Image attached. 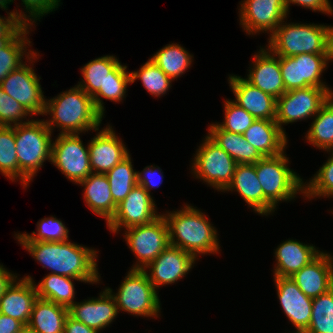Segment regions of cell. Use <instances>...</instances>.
Masks as SVG:
<instances>
[{
    "instance_id": "83f0119b",
    "label": "cell",
    "mask_w": 333,
    "mask_h": 333,
    "mask_svg": "<svg viewBox=\"0 0 333 333\" xmlns=\"http://www.w3.org/2000/svg\"><path fill=\"white\" fill-rule=\"evenodd\" d=\"M208 136L237 164H255L263 156L243 137V134L222 130L216 123L208 126Z\"/></svg>"
},
{
    "instance_id": "ffe728a7",
    "label": "cell",
    "mask_w": 333,
    "mask_h": 333,
    "mask_svg": "<svg viewBox=\"0 0 333 333\" xmlns=\"http://www.w3.org/2000/svg\"><path fill=\"white\" fill-rule=\"evenodd\" d=\"M290 278L312 299L328 292L333 288V255L320 252Z\"/></svg>"
},
{
    "instance_id": "9c48e42d",
    "label": "cell",
    "mask_w": 333,
    "mask_h": 333,
    "mask_svg": "<svg viewBox=\"0 0 333 333\" xmlns=\"http://www.w3.org/2000/svg\"><path fill=\"white\" fill-rule=\"evenodd\" d=\"M124 230L123 239L137 258L136 263L130 269L143 270L170 245L168 227L162 213L150 223Z\"/></svg>"
},
{
    "instance_id": "8d00e7d4",
    "label": "cell",
    "mask_w": 333,
    "mask_h": 333,
    "mask_svg": "<svg viewBox=\"0 0 333 333\" xmlns=\"http://www.w3.org/2000/svg\"><path fill=\"white\" fill-rule=\"evenodd\" d=\"M130 76L131 83L140 79L145 90L155 97L165 95L171 88L173 81L150 58L139 70L131 71Z\"/></svg>"
},
{
    "instance_id": "f907efd6",
    "label": "cell",
    "mask_w": 333,
    "mask_h": 333,
    "mask_svg": "<svg viewBox=\"0 0 333 333\" xmlns=\"http://www.w3.org/2000/svg\"><path fill=\"white\" fill-rule=\"evenodd\" d=\"M17 274L9 272L3 265L0 264V299L5 293L6 289L17 278Z\"/></svg>"
},
{
    "instance_id": "681fc988",
    "label": "cell",
    "mask_w": 333,
    "mask_h": 333,
    "mask_svg": "<svg viewBox=\"0 0 333 333\" xmlns=\"http://www.w3.org/2000/svg\"><path fill=\"white\" fill-rule=\"evenodd\" d=\"M24 327L20 321L0 313V333H19Z\"/></svg>"
},
{
    "instance_id": "d4e9b609",
    "label": "cell",
    "mask_w": 333,
    "mask_h": 333,
    "mask_svg": "<svg viewBox=\"0 0 333 333\" xmlns=\"http://www.w3.org/2000/svg\"><path fill=\"white\" fill-rule=\"evenodd\" d=\"M317 247L301 243L296 239H288L275 249L274 277H292L321 251Z\"/></svg>"
},
{
    "instance_id": "11a10c76",
    "label": "cell",
    "mask_w": 333,
    "mask_h": 333,
    "mask_svg": "<svg viewBox=\"0 0 333 333\" xmlns=\"http://www.w3.org/2000/svg\"><path fill=\"white\" fill-rule=\"evenodd\" d=\"M19 333H35L32 329L28 326H25Z\"/></svg>"
},
{
    "instance_id": "3957f363",
    "label": "cell",
    "mask_w": 333,
    "mask_h": 333,
    "mask_svg": "<svg viewBox=\"0 0 333 333\" xmlns=\"http://www.w3.org/2000/svg\"><path fill=\"white\" fill-rule=\"evenodd\" d=\"M168 227L169 243L196 259L203 254H217L220 249L217 229L205 213L185 204L181 210L162 214Z\"/></svg>"
},
{
    "instance_id": "816d5d0a",
    "label": "cell",
    "mask_w": 333,
    "mask_h": 333,
    "mask_svg": "<svg viewBox=\"0 0 333 333\" xmlns=\"http://www.w3.org/2000/svg\"><path fill=\"white\" fill-rule=\"evenodd\" d=\"M326 56L328 63L333 61V26L326 27Z\"/></svg>"
},
{
    "instance_id": "7dc6e473",
    "label": "cell",
    "mask_w": 333,
    "mask_h": 333,
    "mask_svg": "<svg viewBox=\"0 0 333 333\" xmlns=\"http://www.w3.org/2000/svg\"><path fill=\"white\" fill-rule=\"evenodd\" d=\"M286 10L289 13L290 4H298L304 8H308L312 11L321 12L324 14L333 15V7L329 0H283Z\"/></svg>"
},
{
    "instance_id": "52a82bcc",
    "label": "cell",
    "mask_w": 333,
    "mask_h": 333,
    "mask_svg": "<svg viewBox=\"0 0 333 333\" xmlns=\"http://www.w3.org/2000/svg\"><path fill=\"white\" fill-rule=\"evenodd\" d=\"M114 297L118 312L143 317H159L161 303L157 290L151 284L144 270L130 269L121 282L118 292L106 288Z\"/></svg>"
},
{
    "instance_id": "74e56055",
    "label": "cell",
    "mask_w": 333,
    "mask_h": 333,
    "mask_svg": "<svg viewBox=\"0 0 333 333\" xmlns=\"http://www.w3.org/2000/svg\"><path fill=\"white\" fill-rule=\"evenodd\" d=\"M303 333H333V288L313 298L310 324Z\"/></svg>"
},
{
    "instance_id": "44dd1931",
    "label": "cell",
    "mask_w": 333,
    "mask_h": 333,
    "mask_svg": "<svg viewBox=\"0 0 333 333\" xmlns=\"http://www.w3.org/2000/svg\"><path fill=\"white\" fill-rule=\"evenodd\" d=\"M228 81L235 96V100H232L234 103L244 108L255 119H276V98L254 87L241 76L230 75Z\"/></svg>"
},
{
    "instance_id": "f35d334b",
    "label": "cell",
    "mask_w": 333,
    "mask_h": 333,
    "mask_svg": "<svg viewBox=\"0 0 333 333\" xmlns=\"http://www.w3.org/2000/svg\"><path fill=\"white\" fill-rule=\"evenodd\" d=\"M0 172L12 182L19 180L15 126H0Z\"/></svg>"
},
{
    "instance_id": "6da1fadb",
    "label": "cell",
    "mask_w": 333,
    "mask_h": 333,
    "mask_svg": "<svg viewBox=\"0 0 333 333\" xmlns=\"http://www.w3.org/2000/svg\"><path fill=\"white\" fill-rule=\"evenodd\" d=\"M33 258L50 273L76 278L84 283H98V252L71 241L58 242H19Z\"/></svg>"
},
{
    "instance_id": "5b68a950",
    "label": "cell",
    "mask_w": 333,
    "mask_h": 333,
    "mask_svg": "<svg viewBox=\"0 0 333 333\" xmlns=\"http://www.w3.org/2000/svg\"><path fill=\"white\" fill-rule=\"evenodd\" d=\"M288 163L289 158L285 151L276 156L263 157L255 163L264 197L275 208L281 201H291L297 194H304V181L289 168Z\"/></svg>"
},
{
    "instance_id": "7a4b0ae2",
    "label": "cell",
    "mask_w": 333,
    "mask_h": 333,
    "mask_svg": "<svg viewBox=\"0 0 333 333\" xmlns=\"http://www.w3.org/2000/svg\"><path fill=\"white\" fill-rule=\"evenodd\" d=\"M44 120L51 132L55 126L61 130L58 134H80L93 130L99 131L104 116L96 109L94 101L82 88H73L61 92L50 100L46 99Z\"/></svg>"
},
{
    "instance_id": "484cf974",
    "label": "cell",
    "mask_w": 333,
    "mask_h": 333,
    "mask_svg": "<svg viewBox=\"0 0 333 333\" xmlns=\"http://www.w3.org/2000/svg\"><path fill=\"white\" fill-rule=\"evenodd\" d=\"M287 135L275 120L256 119L243 133V137L254 146L263 157L276 156L286 150Z\"/></svg>"
},
{
    "instance_id": "5bb4252c",
    "label": "cell",
    "mask_w": 333,
    "mask_h": 333,
    "mask_svg": "<svg viewBox=\"0 0 333 333\" xmlns=\"http://www.w3.org/2000/svg\"><path fill=\"white\" fill-rule=\"evenodd\" d=\"M240 3V25L248 35L265 31L270 37L288 16L283 0H243Z\"/></svg>"
},
{
    "instance_id": "4316f807",
    "label": "cell",
    "mask_w": 333,
    "mask_h": 333,
    "mask_svg": "<svg viewBox=\"0 0 333 333\" xmlns=\"http://www.w3.org/2000/svg\"><path fill=\"white\" fill-rule=\"evenodd\" d=\"M84 187L85 204L92 212L106 220V224L115 215L117 205L112 199L110 184L105 174L91 173L78 183Z\"/></svg>"
},
{
    "instance_id": "f1b7e54d",
    "label": "cell",
    "mask_w": 333,
    "mask_h": 333,
    "mask_svg": "<svg viewBox=\"0 0 333 333\" xmlns=\"http://www.w3.org/2000/svg\"><path fill=\"white\" fill-rule=\"evenodd\" d=\"M69 308L37 298L33 305L28 327L35 333H64Z\"/></svg>"
},
{
    "instance_id": "d590c367",
    "label": "cell",
    "mask_w": 333,
    "mask_h": 333,
    "mask_svg": "<svg viewBox=\"0 0 333 333\" xmlns=\"http://www.w3.org/2000/svg\"><path fill=\"white\" fill-rule=\"evenodd\" d=\"M130 156L129 154L105 174L116 205H119L137 184V171L133 169Z\"/></svg>"
},
{
    "instance_id": "e575fe53",
    "label": "cell",
    "mask_w": 333,
    "mask_h": 333,
    "mask_svg": "<svg viewBox=\"0 0 333 333\" xmlns=\"http://www.w3.org/2000/svg\"><path fill=\"white\" fill-rule=\"evenodd\" d=\"M131 84L130 72L127 71V66L121 62L110 72V76L105 82L103 90H98L93 96L96 109L104 116V103L101 98L112 102H121L125 98L127 86Z\"/></svg>"
},
{
    "instance_id": "7c38bea8",
    "label": "cell",
    "mask_w": 333,
    "mask_h": 333,
    "mask_svg": "<svg viewBox=\"0 0 333 333\" xmlns=\"http://www.w3.org/2000/svg\"><path fill=\"white\" fill-rule=\"evenodd\" d=\"M279 64L286 91L310 86L330 88L321 80V75L328 65L326 54L279 56Z\"/></svg>"
},
{
    "instance_id": "f5cc1de1",
    "label": "cell",
    "mask_w": 333,
    "mask_h": 333,
    "mask_svg": "<svg viewBox=\"0 0 333 333\" xmlns=\"http://www.w3.org/2000/svg\"><path fill=\"white\" fill-rule=\"evenodd\" d=\"M15 36H0V49L5 47Z\"/></svg>"
},
{
    "instance_id": "277c9868",
    "label": "cell",
    "mask_w": 333,
    "mask_h": 333,
    "mask_svg": "<svg viewBox=\"0 0 333 333\" xmlns=\"http://www.w3.org/2000/svg\"><path fill=\"white\" fill-rule=\"evenodd\" d=\"M52 132L44 119H31L15 126V145L19 166V181L26 189L38 170L51 162Z\"/></svg>"
},
{
    "instance_id": "836d02e7",
    "label": "cell",
    "mask_w": 333,
    "mask_h": 333,
    "mask_svg": "<svg viewBox=\"0 0 333 333\" xmlns=\"http://www.w3.org/2000/svg\"><path fill=\"white\" fill-rule=\"evenodd\" d=\"M193 55L179 44H167L150 59L172 80L186 73L191 67Z\"/></svg>"
},
{
    "instance_id": "cb8c5ba5",
    "label": "cell",
    "mask_w": 333,
    "mask_h": 333,
    "mask_svg": "<svg viewBox=\"0 0 333 333\" xmlns=\"http://www.w3.org/2000/svg\"><path fill=\"white\" fill-rule=\"evenodd\" d=\"M118 314L115 299L106 288L98 298L75 302L69 308L71 317L97 331L108 327Z\"/></svg>"
},
{
    "instance_id": "30bf717a",
    "label": "cell",
    "mask_w": 333,
    "mask_h": 333,
    "mask_svg": "<svg viewBox=\"0 0 333 333\" xmlns=\"http://www.w3.org/2000/svg\"><path fill=\"white\" fill-rule=\"evenodd\" d=\"M331 95V88L313 86L286 91L277 99L275 121L286 134L282 125L314 117Z\"/></svg>"
},
{
    "instance_id": "9a60e30c",
    "label": "cell",
    "mask_w": 333,
    "mask_h": 333,
    "mask_svg": "<svg viewBox=\"0 0 333 333\" xmlns=\"http://www.w3.org/2000/svg\"><path fill=\"white\" fill-rule=\"evenodd\" d=\"M153 197L141 185L136 184L127 197L117 205L115 215L107 223L111 233L121 228L147 224L154 221L158 214Z\"/></svg>"
},
{
    "instance_id": "7402d4cb",
    "label": "cell",
    "mask_w": 333,
    "mask_h": 333,
    "mask_svg": "<svg viewBox=\"0 0 333 333\" xmlns=\"http://www.w3.org/2000/svg\"><path fill=\"white\" fill-rule=\"evenodd\" d=\"M37 298V289L33 278L24 276L19 280L17 277L0 299V313L27 326Z\"/></svg>"
},
{
    "instance_id": "60d3db41",
    "label": "cell",
    "mask_w": 333,
    "mask_h": 333,
    "mask_svg": "<svg viewBox=\"0 0 333 333\" xmlns=\"http://www.w3.org/2000/svg\"><path fill=\"white\" fill-rule=\"evenodd\" d=\"M330 155L314 177L304 183L305 198L333 197V152Z\"/></svg>"
},
{
    "instance_id": "ab89813d",
    "label": "cell",
    "mask_w": 333,
    "mask_h": 333,
    "mask_svg": "<svg viewBox=\"0 0 333 333\" xmlns=\"http://www.w3.org/2000/svg\"><path fill=\"white\" fill-rule=\"evenodd\" d=\"M36 227V233L34 231L31 234L24 232L14 236H16L15 238L18 242H58L69 239V230L66 228L62 220L57 219L54 216L41 219L37 222Z\"/></svg>"
},
{
    "instance_id": "d6986e66",
    "label": "cell",
    "mask_w": 333,
    "mask_h": 333,
    "mask_svg": "<svg viewBox=\"0 0 333 333\" xmlns=\"http://www.w3.org/2000/svg\"><path fill=\"white\" fill-rule=\"evenodd\" d=\"M253 66L248 70L247 82L264 93L278 99L285 92L281 75L279 56L275 55L268 47L262 48L253 56Z\"/></svg>"
},
{
    "instance_id": "d6a6232c",
    "label": "cell",
    "mask_w": 333,
    "mask_h": 333,
    "mask_svg": "<svg viewBox=\"0 0 333 333\" xmlns=\"http://www.w3.org/2000/svg\"><path fill=\"white\" fill-rule=\"evenodd\" d=\"M120 63L114 55H106L91 60L82 69V81L78 87L82 88L89 96H93L98 90H103L110 72Z\"/></svg>"
},
{
    "instance_id": "f546056e",
    "label": "cell",
    "mask_w": 333,
    "mask_h": 333,
    "mask_svg": "<svg viewBox=\"0 0 333 333\" xmlns=\"http://www.w3.org/2000/svg\"><path fill=\"white\" fill-rule=\"evenodd\" d=\"M29 29L31 30L30 26H25L5 47L0 49V83L13 70L24 63V55L25 59L29 60V64L35 62L37 56H39L37 52L27 49L29 48L28 46H31L30 39L27 37L30 32ZM27 50L28 52H26Z\"/></svg>"
},
{
    "instance_id": "b9f144b4",
    "label": "cell",
    "mask_w": 333,
    "mask_h": 333,
    "mask_svg": "<svg viewBox=\"0 0 333 333\" xmlns=\"http://www.w3.org/2000/svg\"><path fill=\"white\" fill-rule=\"evenodd\" d=\"M256 119L230 99L224 101V121L216 124L225 131L243 134Z\"/></svg>"
},
{
    "instance_id": "4fadbf2b",
    "label": "cell",
    "mask_w": 333,
    "mask_h": 333,
    "mask_svg": "<svg viewBox=\"0 0 333 333\" xmlns=\"http://www.w3.org/2000/svg\"><path fill=\"white\" fill-rule=\"evenodd\" d=\"M39 78L41 79L25 61L0 83V87L31 116H44L46 99Z\"/></svg>"
},
{
    "instance_id": "ac0fdd59",
    "label": "cell",
    "mask_w": 333,
    "mask_h": 333,
    "mask_svg": "<svg viewBox=\"0 0 333 333\" xmlns=\"http://www.w3.org/2000/svg\"><path fill=\"white\" fill-rule=\"evenodd\" d=\"M277 296L286 317L296 333H303L310 324L312 301L290 277H273Z\"/></svg>"
},
{
    "instance_id": "7bdbcfd3",
    "label": "cell",
    "mask_w": 333,
    "mask_h": 333,
    "mask_svg": "<svg viewBox=\"0 0 333 333\" xmlns=\"http://www.w3.org/2000/svg\"><path fill=\"white\" fill-rule=\"evenodd\" d=\"M27 116L32 117L18 101L0 87V126L13 127L26 123L30 121L25 120Z\"/></svg>"
},
{
    "instance_id": "4dcf8cb0",
    "label": "cell",
    "mask_w": 333,
    "mask_h": 333,
    "mask_svg": "<svg viewBox=\"0 0 333 333\" xmlns=\"http://www.w3.org/2000/svg\"><path fill=\"white\" fill-rule=\"evenodd\" d=\"M76 278L49 273L36 286L38 298L70 308L76 301L73 281Z\"/></svg>"
},
{
    "instance_id": "c3c4849f",
    "label": "cell",
    "mask_w": 333,
    "mask_h": 333,
    "mask_svg": "<svg viewBox=\"0 0 333 333\" xmlns=\"http://www.w3.org/2000/svg\"><path fill=\"white\" fill-rule=\"evenodd\" d=\"M64 333H100L68 315L64 323Z\"/></svg>"
},
{
    "instance_id": "1f68e13d",
    "label": "cell",
    "mask_w": 333,
    "mask_h": 333,
    "mask_svg": "<svg viewBox=\"0 0 333 333\" xmlns=\"http://www.w3.org/2000/svg\"><path fill=\"white\" fill-rule=\"evenodd\" d=\"M312 119L313 122L305 136L307 141L313 147L331 153L333 151V95Z\"/></svg>"
},
{
    "instance_id": "bcb514c9",
    "label": "cell",
    "mask_w": 333,
    "mask_h": 333,
    "mask_svg": "<svg viewBox=\"0 0 333 333\" xmlns=\"http://www.w3.org/2000/svg\"><path fill=\"white\" fill-rule=\"evenodd\" d=\"M161 171L162 169L158 166H146L141 172L137 171V184L141 185L149 194H151L150 190L155 187L158 188L163 182L162 179L164 177L162 175L163 172Z\"/></svg>"
},
{
    "instance_id": "603a6c76",
    "label": "cell",
    "mask_w": 333,
    "mask_h": 333,
    "mask_svg": "<svg viewBox=\"0 0 333 333\" xmlns=\"http://www.w3.org/2000/svg\"><path fill=\"white\" fill-rule=\"evenodd\" d=\"M233 190L238 192L247 205L259 215L268 216L277 209L264 197L255 164L236 165L232 181L223 192Z\"/></svg>"
},
{
    "instance_id": "2e32d148",
    "label": "cell",
    "mask_w": 333,
    "mask_h": 333,
    "mask_svg": "<svg viewBox=\"0 0 333 333\" xmlns=\"http://www.w3.org/2000/svg\"><path fill=\"white\" fill-rule=\"evenodd\" d=\"M196 260L192 254L169 245L143 270L146 272L151 284L158 290L160 286L173 284L184 278L194 267Z\"/></svg>"
},
{
    "instance_id": "ee69618b",
    "label": "cell",
    "mask_w": 333,
    "mask_h": 333,
    "mask_svg": "<svg viewBox=\"0 0 333 333\" xmlns=\"http://www.w3.org/2000/svg\"><path fill=\"white\" fill-rule=\"evenodd\" d=\"M28 15V26L32 27L34 22L46 14L57 10L61 0H21Z\"/></svg>"
},
{
    "instance_id": "e0dca14e",
    "label": "cell",
    "mask_w": 333,
    "mask_h": 333,
    "mask_svg": "<svg viewBox=\"0 0 333 333\" xmlns=\"http://www.w3.org/2000/svg\"><path fill=\"white\" fill-rule=\"evenodd\" d=\"M92 173L106 174L130 153L112 126L106 125L88 143Z\"/></svg>"
},
{
    "instance_id": "8992f818",
    "label": "cell",
    "mask_w": 333,
    "mask_h": 333,
    "mask_svg": "<svg viewBox=\"0 0 333 333\" xmlns=\"http://www.w3.org/2000/svg\"><path fill=\"white\" fill-rule=\"evenodd\" d=\"M285 22V23H283ZM269 37L268 47L277 56L298 54H326V27L324 24L286 23L284 21Z\"/></svg>"
},
{
    "instance_id": "db71d44e",
    "label": "cell",
    "mask_w": 333,
    "mask_h": 333,
    "mask_svg": "<svg viewBox=\"0 0 333 333\" xmlns=\"http://www.w3.org/2000/svg\"><path fill=\"white\" fill-rule=\"evenodd\" d=\"M15 1V0H14ZM13 0H0V8L3 10H8V4L14 2Z\"/></svg>"
},
{
    "instance_id": "f6af8a7d",
    "label": "cell",
    "mask_w": 333,
    "mask_h": 333,
    "mask_svg": "<svg viewBox=\"0 0 333 333\" xmlns=\"http://www.w3.org/2000/svg\"><path fill=\"white\" fill-rule=\"evenodd\" d=\"M15 10L7 12V18L0 15V36H16L28 26V14L22 10Z\"/></svg>"
},
{
    "instance_id": "ba28073f",
    "label": "cell",
    "mask_w": 333,
    "mask_h": 333,
    "mask_svg": "<svg viewBox=\"0 0 333 333\" xmlns=\"http://www.w3.org/2000/svg\"><path fill=\"white\" fill-rule=\"evenodd\" d=\"M202 141L191 163L192 173L207 185L223 192L232 181L237 163L208 135Z\"/></svg>"
},
{
    "instance_id": "8fae6325",
    "label": "cell",
    "mask_w": 333,
    "mask_h": 333,
    "mask_svg": "<svg viewBox=\"0 0 333 333\" xmlns=\"http://www.w3.org/2000/svg\"><path fill=\"white\" fill-rule=\"evenodd\" d=\"M79 135L59 134L51 147V162L75 184L92 173L88 144L85 147Z\"/></svg>"
}]
</instances>
